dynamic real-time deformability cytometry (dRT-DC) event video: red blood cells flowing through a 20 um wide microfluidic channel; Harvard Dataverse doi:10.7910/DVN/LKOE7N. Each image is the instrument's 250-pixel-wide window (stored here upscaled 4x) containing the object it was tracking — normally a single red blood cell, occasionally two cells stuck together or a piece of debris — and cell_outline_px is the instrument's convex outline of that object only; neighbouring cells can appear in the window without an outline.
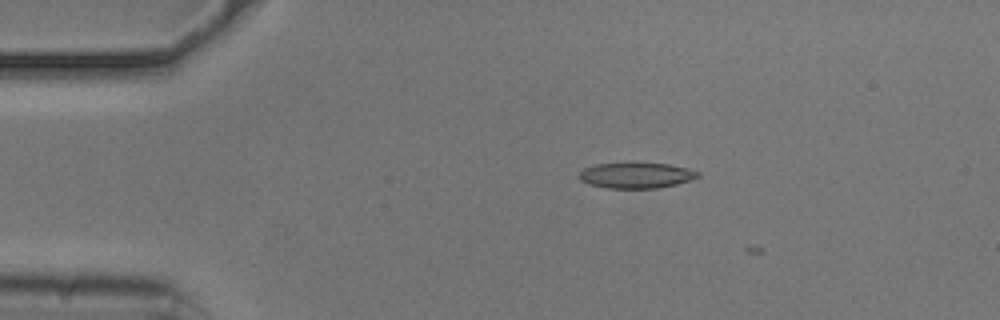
{"species": "common noctule bat (a hibernating species)", "species_latin": "Nyctalus noctula", "temperature_condition": "cold", "stored_images_in_passage": 5, "camera_frame_rate_fps": 3000, "um_per_image_px": 0.085, "animal": {"sex": "male", "body_mass_g": 20.5, "forearm_length_mm": 52.5}, "frame": {"image": 1, "passage_image": 4, "time_ms": 1.0, "image_size_px": [1000, 320], "cell_outline_px": [[700, 176], [676, 184], [660, 188], [608, 188], [588, 184], [580, 180], [580, 172], [584, 168], [596, 164], [632, 160], [668, 164], [688, 168], [700, 172]], "centroid_in_image_um": [54.06, 14.86], "position_along_channel_um": 30.9, "area_um2": 18.44}}